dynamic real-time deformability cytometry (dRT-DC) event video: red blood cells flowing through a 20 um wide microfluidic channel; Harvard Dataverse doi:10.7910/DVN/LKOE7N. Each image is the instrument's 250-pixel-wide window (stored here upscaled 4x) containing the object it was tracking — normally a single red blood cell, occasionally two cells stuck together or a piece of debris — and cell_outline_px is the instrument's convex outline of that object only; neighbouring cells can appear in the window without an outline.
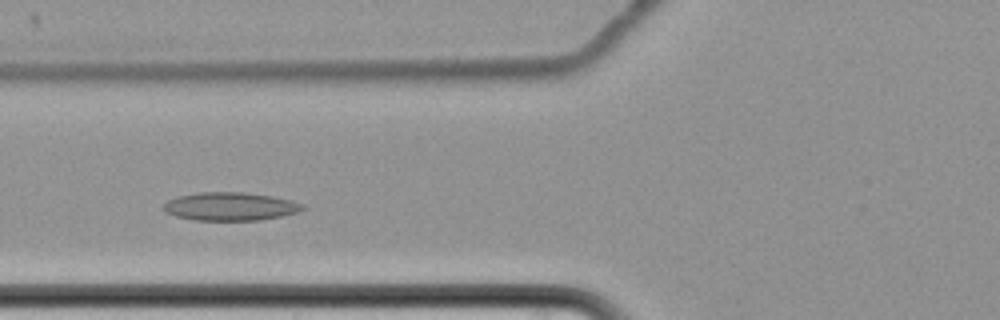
{"species": "common noctule bat (a hibernating species)", "species_latin": "Nyctalus noctula", "temperature_condition": "cold", "stored_images_in_passage": 5, "camera_frame_rate_fps": 3000, "um_per_image_px": 0.085, "animal": {"sex": "female", "body_mass_g": 22.7, "forearm_length_mm": 54.2}, "frame": {"image": 1, "passage_image": 4, "time_ms": 4.667, "image_size_px": [1000, 320], "cell_outline_px": [[304, 208], [296, 212], [280, 216], [260, 220], [196, 220], [176, 216], [164, 212], [160, 208], [168, 200], [176, 196], [200, 192], [244, 192], [272, 196], [292, 200], [304, 204]], "centroid_in_image_um": [19.52, 17.54], "position_along_channel_um": 106.3, "area_um2": 22.95}}
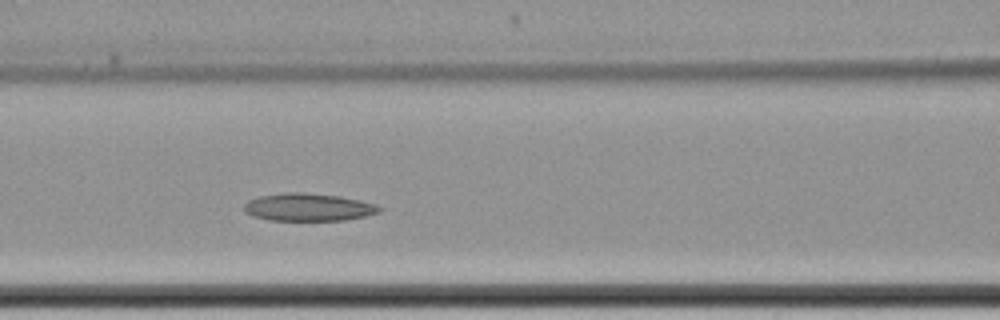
{"frame": {"image": 2, "passage_image": 5, "time_ms": 5.667, "image_size_px": [1000, 320], "cell_outline_px": [[384, 208], [380, 212], [364, 216], [344, 220], [268, 220], [252, 216], [244, 212], [244, 204], [248, 200], [260, 196], [284, 192], [304, 192], [340, 196], [376, 204]], "centroid_in_image_um": [26.19, 17.6], "position_along_channel_um": 140.4, "area_um2": 21.91}}